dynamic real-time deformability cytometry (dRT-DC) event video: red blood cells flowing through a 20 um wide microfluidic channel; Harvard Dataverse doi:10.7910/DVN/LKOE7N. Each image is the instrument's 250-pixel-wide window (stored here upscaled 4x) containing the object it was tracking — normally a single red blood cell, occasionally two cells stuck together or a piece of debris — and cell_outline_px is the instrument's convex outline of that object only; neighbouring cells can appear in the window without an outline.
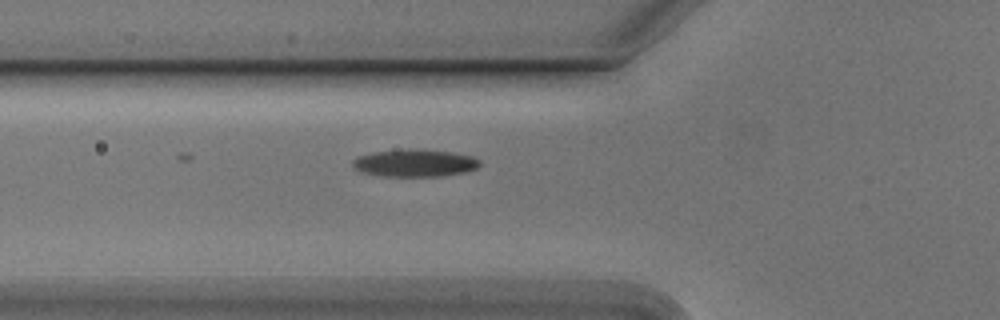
{"species": "Egyptian fruit bat (a non-hibernating species)", "species_latin": "Rousettus aegyptiacus", "temperature_condition": "cold", "stored_images_in_passage": 4, "camera_frame_rate_fps": 3000, "um_per_image_px": 0.085, "animal": {"sex": "male"}, "frame": {"image": 1, "passage_image": 4, "time_ms": 1.0, "image_size_px": [1000, 320], "cell_outline_px": [[480, 164], [476, 168], [464, 172], [440, 176], [380, 176], [360, 172], [352, 164], [352, 160], [356, 156], [372, 152], [452, 152], [472, 156], [480, 160]], "centroid_in_image_um": [35.23, 13.91], "position_along_channel_um": 90.6, "area_um2": 19.25}}